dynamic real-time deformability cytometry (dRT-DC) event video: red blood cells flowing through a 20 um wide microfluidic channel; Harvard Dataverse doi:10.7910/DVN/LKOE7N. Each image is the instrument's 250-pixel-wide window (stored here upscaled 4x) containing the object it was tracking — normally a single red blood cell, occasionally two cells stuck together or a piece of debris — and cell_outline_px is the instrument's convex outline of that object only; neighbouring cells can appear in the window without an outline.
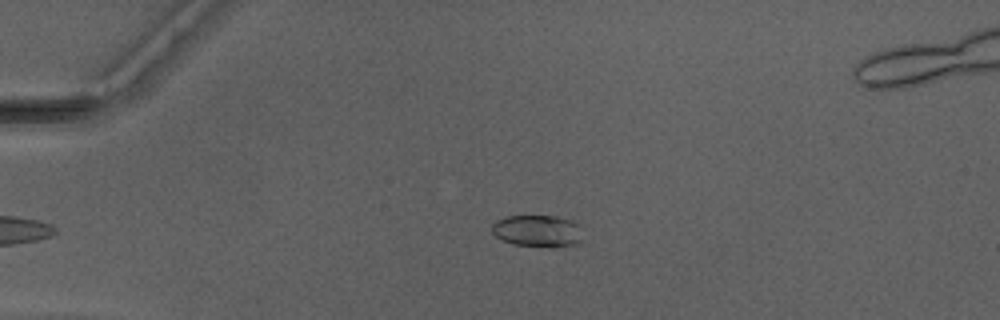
{"species": "Egyptian fruit bat (a non-hibernating species)", "species_latin": "Rousettus aegyptiacus", "temperature_condition": "warm", "stored_images_in_passage": 35, "camera_frame_rate_fps": 3000, "um_per_image_px": 0.085, "animal": {"sex": "male"}, "frame": {"image": 1, "passage_image": 3, "time_ms": 0.667, "image_size_px": [1000, 320], "cell_outline_px": [[580, 240], [572, 244], [552, 248], [548, 248], [512, 244], [496, 236], [492, 232], [492, 224], [496, 220], [508, 216], [556, 216], [572, 220], [580, 224]], "centroid_in_image_um": [45.68, 19.63], "position_along_channel_um": 39.3, "area_um2": 16.94}}
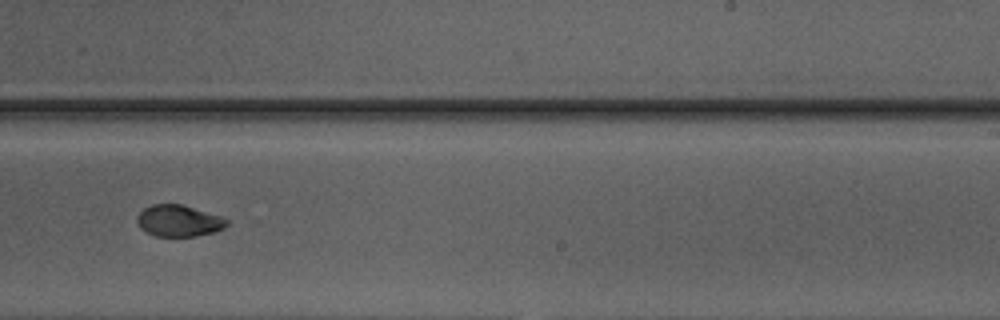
{"frame": {"image": 2, "passage_image": 23, "time_ms": 7.333, "image_size_px": [1000, 320], "cell_outline_px": [[228, 224], [224, 228], [216, 232], [196, 236], [156, 236], [140, 228], [136, 220], [136, 216], [144, 208], [152, 204], [184, 204], [220, 216], [228, 220]], "centroid_in_image_um": [15.2, 18.76], "position_along_channel_um": 273.8, "area_um2": 16.59}}
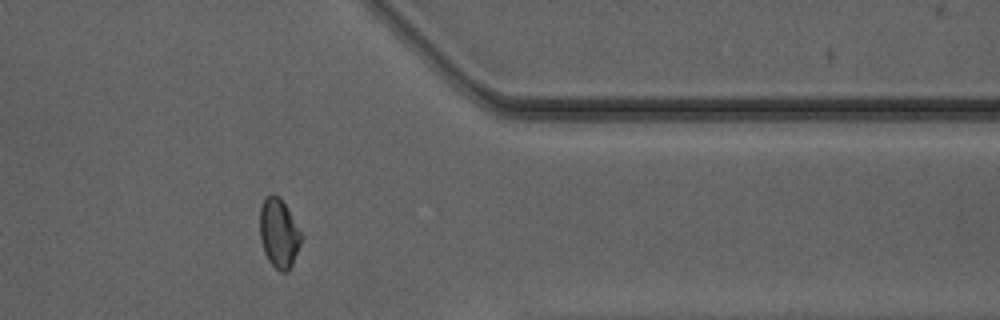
{"frame": {"image": 3, "passage_image": 32, "time_ms": 10.333, "image_size_px": [1000, 320], "cell_outline_px": [[304, 236], [292, 264], [284, 272], [280, 272], [268, 260], [264, 252], [260, 236], [260, 208], [264, 200], [272, 192], [280, 196]], "centroid_in_image_um": [23.71, 19.79], "position_along_channel_um": 387.7, "area_um2": 16.65}, "authors_computed_cell_mechanics": {"area_um2": 16.9932, "velocity_mm_per_s": 4.1692, "shape_relaxation_time_tau1_ms": null, "shape_relaxation_time_tau2_ms": 1.8181, "deformation_change_tau1": null, "deformation_change_tau2": 0.0479}}